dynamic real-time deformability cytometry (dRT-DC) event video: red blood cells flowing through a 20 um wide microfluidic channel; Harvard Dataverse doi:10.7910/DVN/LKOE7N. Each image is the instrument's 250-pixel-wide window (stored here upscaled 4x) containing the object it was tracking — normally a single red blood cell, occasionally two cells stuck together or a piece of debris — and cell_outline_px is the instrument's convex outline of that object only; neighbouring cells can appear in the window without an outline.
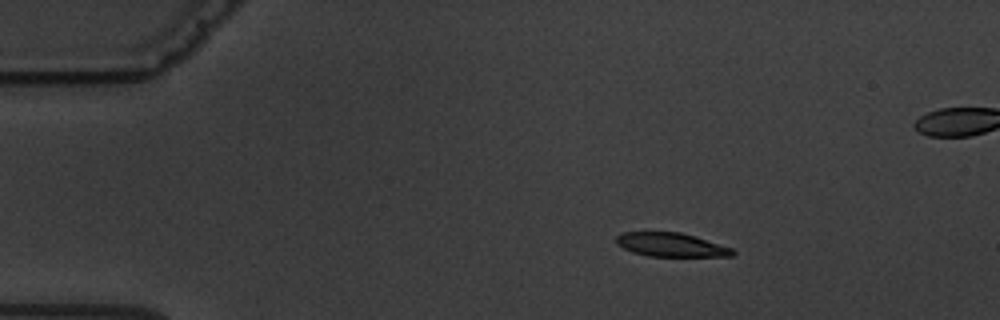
{"species": "common noctule bat (a hibernating species)", "species_latin": "Nyctalus noctula", "temperature_condition": "warm", "stored_images_in_passage": 5, "camera_frame_rate_fps": 3000, "um_per_image_px": 0.085, "animal": {"sex": "male", "body_mass_g": 19.5, "forearm_length_mm": 54.6}, "frame": {"image": 1, "passage_image": 2, "time_ms": 1.333, "image_size_px": [1000, 320], "cell_outline_px": [[736, 252], [732, 256], [648, 256], [632, 252], [616, 244], [616, 236], [620, 232], [680, 232], [732, 248]], "centroid_in_image_um": [56.99, 20.8], "position_along_channel_um": 28.0, "area_um2": 16.01}}